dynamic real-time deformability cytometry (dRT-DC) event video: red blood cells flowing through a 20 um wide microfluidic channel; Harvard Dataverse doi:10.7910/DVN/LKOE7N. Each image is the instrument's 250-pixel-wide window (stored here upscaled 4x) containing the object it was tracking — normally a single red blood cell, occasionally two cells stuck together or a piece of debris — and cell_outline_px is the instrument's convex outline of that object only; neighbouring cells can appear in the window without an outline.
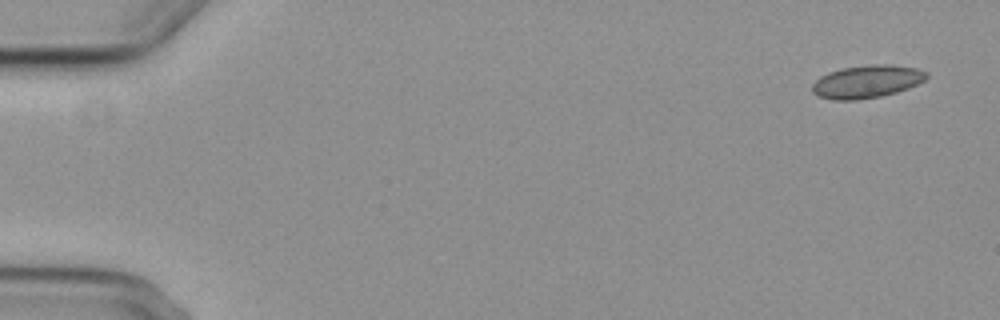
{"species": "common noctule bat (a hibernating species)", "species_latin": "Nyctalus noctula", "temperature_condition": "cold", "stored_images_in_passage": 6, "camera_frame_rate_fps": 3000, "um_per_image_px": 0.085, "animal": {"sex": "female", "body_mass_g": 29.2, "forearm_length_mm": 56.3}, "frame": {"image": 1, "passage_image": 1, "time_ms": 0.0, "image_size_px": [1000, 320], "cell_outline_px": [[928, 76], [924, 80], [908, 88], [896, 92], [880, 96], [856, 100], [832, 100], [820, 96], [812, 92], [812, 84], [820, 76], [828, 72], [840, 68], [868, 64], [892, 64], [916, 68], [928, 72]], "centroid_in_image_um": [73.67, 6.92], "position_along_channel_um": 11.3, "area_um2": 21.96}}
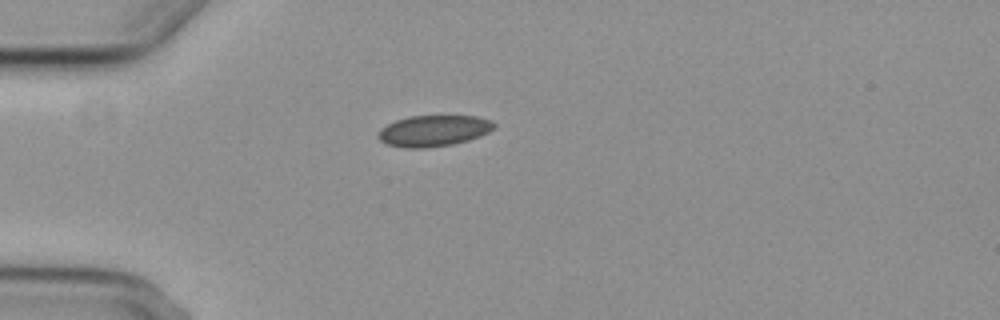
{"frame": {"image": 2, "passage_image": 4, "time_ms": 4.333, "image_size_px": [1000, 320], "cell_outline_px": [[496, 128], [480, 136], [468, 140], [452, 144], [424, 148], [404, 148], [388, 144], [380, 140], [376, 136], [376, 132], [380, 128], [396, 120], [408, 116], [476, 116], [492, 120], [496, 124]], "centroid_in_image_um": [36.85, 11.11], "position_along_channel_um": 48.1, "area_um2": 21.15}}
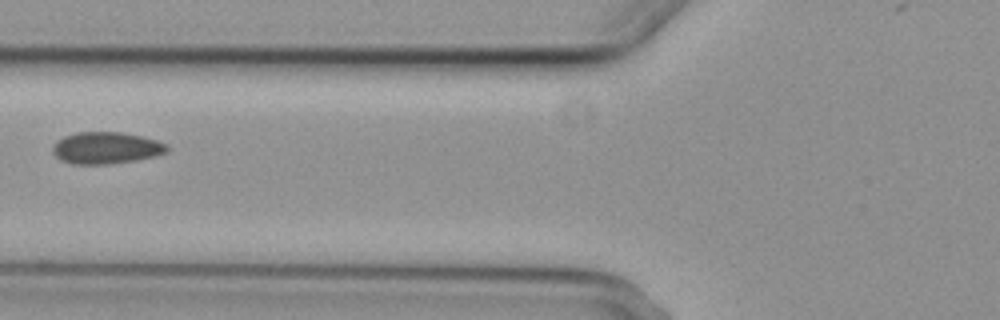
{"frame": {"image": 3, "passage_image": 6, "time_ms": 6.667, "image_size_px": [1000, 320], "cell_outline_px": [[168, 152], [136, 160], [108, 164], [72, 164], [60, 160], [52, 152], [52, 148], [56, 140], [64, 136], [76, 132], [120, 132], [140, 136], [156, 140], [168, 144]], "centroid_in_image_um": [8.99, 12.57], "position_along_channel_um": 116.8, "area_um2": 21.21}}